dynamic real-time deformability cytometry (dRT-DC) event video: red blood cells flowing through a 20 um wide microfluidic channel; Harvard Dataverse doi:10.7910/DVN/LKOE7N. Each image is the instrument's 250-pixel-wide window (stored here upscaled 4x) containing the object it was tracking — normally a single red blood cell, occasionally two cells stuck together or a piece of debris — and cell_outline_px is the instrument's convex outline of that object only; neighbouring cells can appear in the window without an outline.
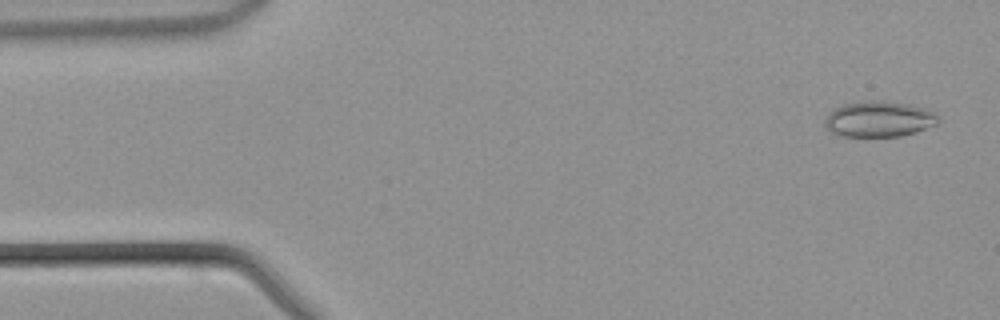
{"species": "common noctule bat (a hibernating species)", "species_latin": "Nyctalus noctula", "temperature_condition": "warm", "stored_images_in_passage": 44, "camera_frame_rate_fps": 3000, "um_per_image_px": 0.085, "animal": {"sex": "male", "body_mass_g": 21.5, "forearm_length_mm": 52.0}, "frame": {"image": 1, "passage_image": 2, "time_ms": 0.333, "image_size_px": [1000, 320], "cell_outline_px": [[940, 116], [936, 124], [916, 132], [900, 136], [844, 136], [832, 132], [824, 124], [824, 120], [828, 112], [832, 108], [844, 104], [864, 100], [880, 100], [908, 104], [924, 108], [936, 112]], "centroid_in_image_um": [74.7, 10.1], "position_along_channel_um": 10.3, "area_um2": 23.76}}
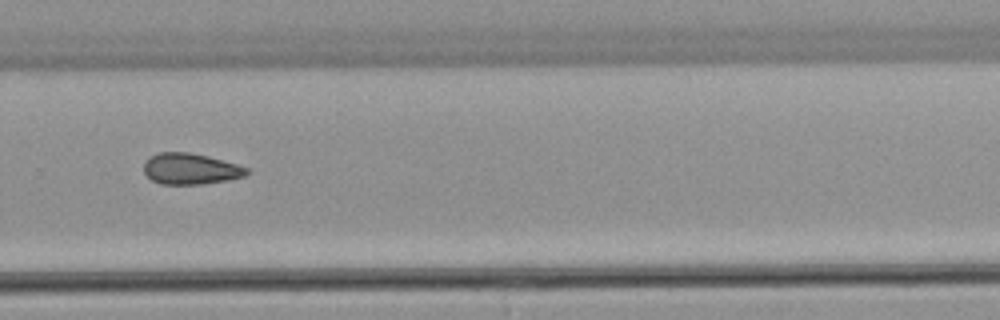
{"frame": {"image": 2, "passage_image": 29, "time_ms": 9.333, "image_size_px": [1000, 320], "cell_outline_px": [[252, 172], [244, 176], [228, 180], [200, 184], [160, 184], [152, 180], [144, 172], [144, 160], [160, 152], [188, 152], [208, 156], [236, 164], [248, 168]], "centroid_in_image_um": [16.2, 14.35], "position_along_channel_um": 313.6, "area_um2": 18.61}}
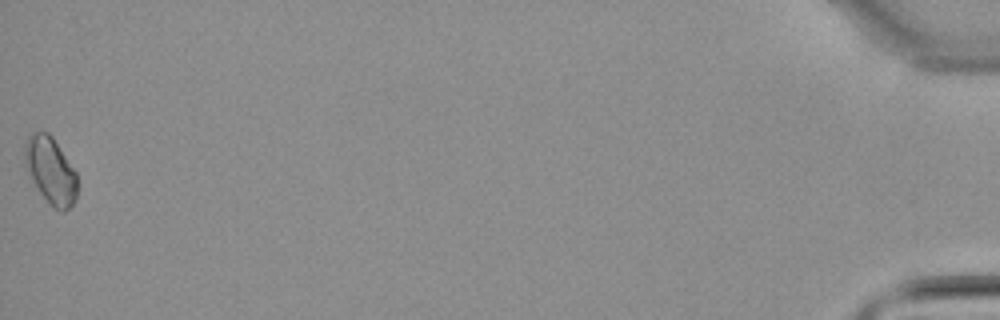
{"frame": {"image": 3, "passage_image": 44, "time_ms": 14.333, "image_size_px": [1000, 320], "cell_outline_px": [[76, 196], [72, 204], [64, 212], [60, 212], [40, 192], [28, 172], [24, 160], [24, 144], [28, 136], [32, 132], [48, 132], [52, 136], [76, 172]], "centroid_in_image_um": [4.28, 14.45], "position_along_channel_um": 430.9, "area_um2": 19.94}}